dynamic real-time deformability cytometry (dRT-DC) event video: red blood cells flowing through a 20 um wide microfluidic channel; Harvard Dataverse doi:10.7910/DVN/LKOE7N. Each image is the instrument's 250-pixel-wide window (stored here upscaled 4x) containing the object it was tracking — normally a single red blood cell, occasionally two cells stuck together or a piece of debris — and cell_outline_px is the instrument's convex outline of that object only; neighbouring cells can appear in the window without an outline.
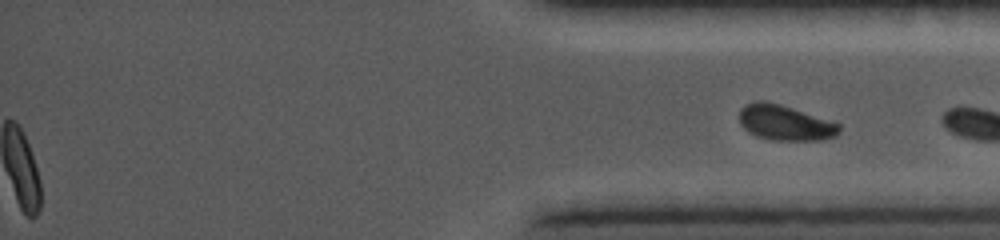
{"species": "common noctule bat (a hibernating species)", "species_latin": "Nyctalus noctula", "temperature_condition": "cold", "stored_images_in_passage": 44, "segment_of_instrument_passage": [2, 2], "camera_frame_rate_fps": 5000, "um_per_image_px": 0.085, "animal": {"sex": "female", "body_mass_g": 19.0, "forearm_length_mm": 56.7}, "frame": {"image": 1, "passage_image": 44, "time_ms": 16.0, "image_size_px": [1000, 240], "cell_outline_px": [[840, 132], [836, 136], [820, 140], [772, 140], [756, 136], [748, 132], [740, 124], [740, 108], [744, 104], [756, 100], [764, 100], [780, 104], [836, 120], [840, 124]], "centroid_in_image_um": [66.77, 10.41], "position_along_channel_um": 368.4, "area_um2": 21.15}}